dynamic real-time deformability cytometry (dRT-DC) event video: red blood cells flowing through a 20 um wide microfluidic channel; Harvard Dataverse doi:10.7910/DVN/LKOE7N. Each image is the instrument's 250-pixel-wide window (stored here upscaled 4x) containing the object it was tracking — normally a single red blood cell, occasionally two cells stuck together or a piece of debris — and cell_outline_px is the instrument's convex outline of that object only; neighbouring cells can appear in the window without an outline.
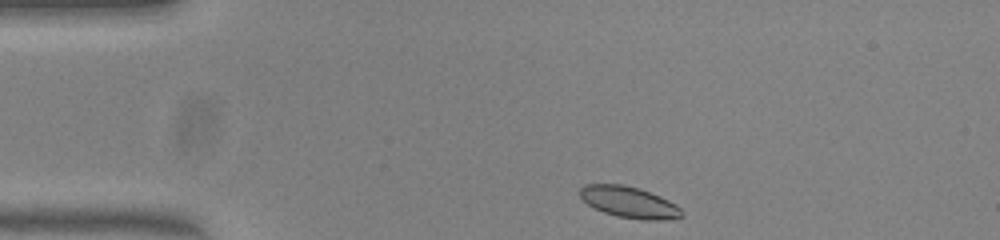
{"species": "common noctule bat (a hibernating species)", "species_latin": "Nyctalus noctula", "temperature_condition": "warm", "stored_images_in_passage": 37, "camera_frame_rate_fps": 3000, "um_per_image_px": 0.085, "animal": {"sex": "female", "body_mass_g": 23.0, "forearm_length_mm": 53.4}, "frame": {"image": 1, "passage_image": 1, "time_ms": 0.0, "image_size_px": [1000, 240], "cell_outline_px": [[684, 216], [660, 220], [640, 220], [616, 216], [604, 212], [588, 204], [580, 196], [580, 188], [584, 184], [624, 184], [640, 188], [660, 196], [676, 204], [684, 212]], "centroid_in_image_um": [53.5, 17.18], "position_along_channel_um": 31.5, "area_um2": 18.61}}
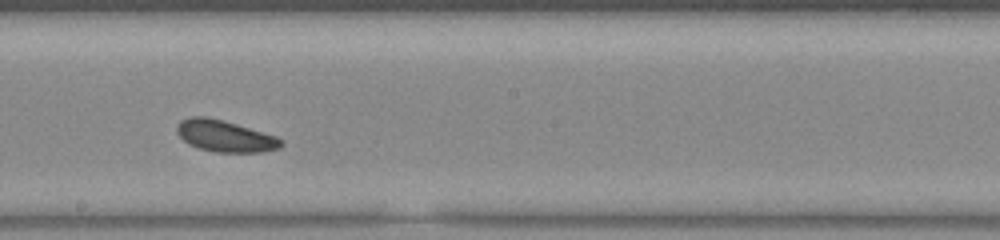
{"frame": {"image": 2, "passage_image": 20, "time_ms": 6.333, "image_size_px": [1000, 240], "cell_outline_px": [[284, 144], [280, 148], [260, 152], [216, 152], [200, 148], [188, 144], [176, 132], [176, 128], [180, 120], [192, 116], [204, 116], [224, 120], [276, 136], [284, 140]], "centroid_in_image_um": [19.13, 11.56], "position_along_channel_um": 229.1, "area_um2": 19.19}}
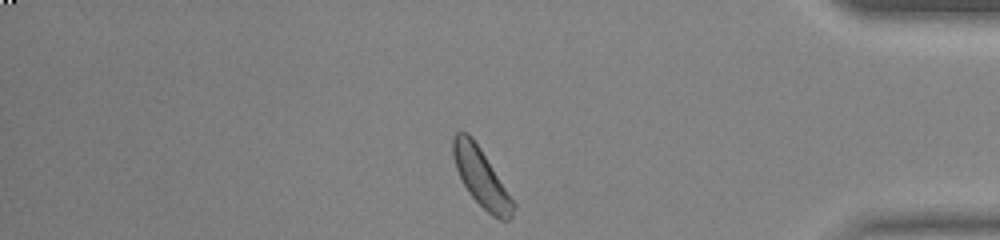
{"frame": {"image": 3, "passage_image": 35, "time_ms": 11.333, "image_size_px": [1000, 240], "cell_outline_px": [[516, 204], [512, 216], [508, 220], [500, 220], [492, 216], [468, 192], [456, 168], [452, 156], [452, 140], [456, 132], [468, 132], [472, 136], [480, 148]], "centroid_in_image_um": [40.89, 15.07], "position_along_channel_um": 394.3, "area_um2": 20.11}, "authors_computed_cell_mechanics": {"area_um2": 18.9006, "velocity_mm_per_s": 3.9249, "shape_relaxation_time_tau1_ms": 1.4983, "shape_relaxation_time_tau2_ms": null, "deformation_change_tau1": 0.0435, "deformation_change_tau2": null}}